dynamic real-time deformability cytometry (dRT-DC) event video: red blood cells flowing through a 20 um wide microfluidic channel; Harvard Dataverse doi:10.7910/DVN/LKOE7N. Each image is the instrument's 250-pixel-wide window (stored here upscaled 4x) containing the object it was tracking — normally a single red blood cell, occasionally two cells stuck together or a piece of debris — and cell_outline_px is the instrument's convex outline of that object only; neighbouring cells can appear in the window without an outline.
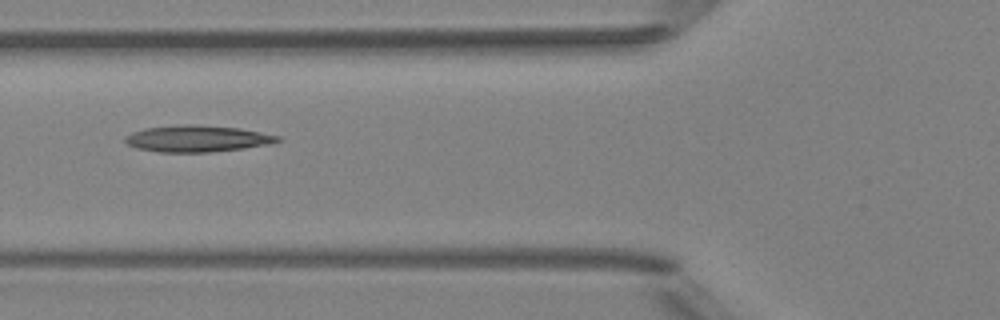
{"species": "Egyptian fruit bat (a non-hibernating species)", "species_latin": "Rousettus aegyptiacus", "temperature_condition": "room temperature", "stored_images_in_passage": 6, "camera_frame_rate_fps": 3000, "um_per_image_px": 0.085, "animal": {"sex": "female"}, "frame": {"image": 1, "passage_image": 6, "time_ms": 5.667, "image_size_px": [1000, 320], "cell_outline_px": [[284, 140], [268, 144], [244, 148], [212, 152], [160, 152], [136, 148], [128, 144], [124, 140], [124, 136], [132, 132], [144, 128], [184, 124], [188, 124], [240, 128], [280, 136]], "centroid_in_image_um": [16.76, 11.78], "position_along_channel_um": 109.0, "area_um2": 23.58}}